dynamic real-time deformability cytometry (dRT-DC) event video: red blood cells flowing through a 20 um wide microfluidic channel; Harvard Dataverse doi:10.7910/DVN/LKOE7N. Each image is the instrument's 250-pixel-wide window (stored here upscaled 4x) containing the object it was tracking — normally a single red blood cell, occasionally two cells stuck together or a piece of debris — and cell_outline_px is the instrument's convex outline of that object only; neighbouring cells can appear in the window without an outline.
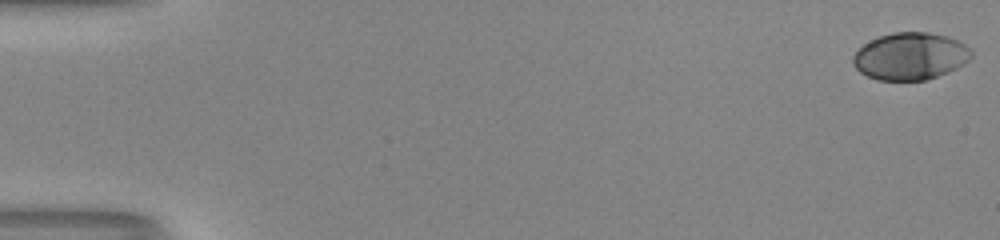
{"species": "human", "species_latin": "Homo sapiens", "temperature_condition": "room temperature", "stored_images_in_passage": 54, "camera_frame_rate_fps": 3000, "um_per_image_px": 0.085, "donor": {"sex": "male"}, "frame": {"image": 1, "passage_image": 1, "time_ms": 0.0, "image_size_px": [1000, 240], "cell_outline_px": [[972, 56], [964, 64], [948, 72], [924, 80], [876, 80], [860, 72], [852, 64], [852, 56], [864, 44], [880, 36], [892, 32], [928, 32], [948, 36], [972, 48]], "centroid_in_image_um": [77.38, 4.78], "position_along_channel_um": 7.6, "area_um2": 32.54}}
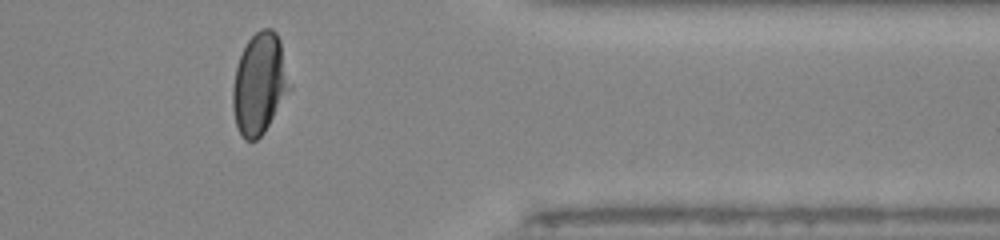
{"frame": {"image": 2, "passage_image": 45, "time_ms": 14.667, "image_size_px": [1000, 240], "cell_outline_px": [[292, 88], [264, 132], [256, 140], [244, 140], [236, 124], [232, 108], [232, 88], [236, 68], [240, 56], [248, 40], [260, 28], [272, 28], [276, 32], [280, 40]], "centroid_in_image_um": [22.07, 7.11], "position_along_channel_um": 389.3, "area_um2": 33.58}}
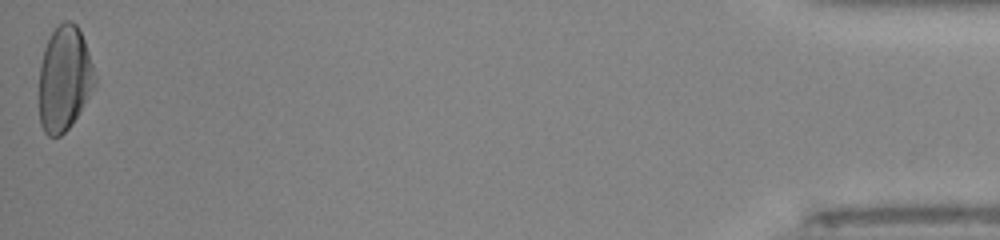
{"frame": {"image": 3, "passage_image": 54, "time_ms": 17.667, "image_size_px": [1000, 240], "cell_outline_px": [[96, 88], [72, 124], [60, 136], [48, 136], [44, 132], [40, 124], [40, 64], [44, 48], [52, 32], [64, 20], [68, 20], [76, 24], [84, 40], [96, 76]], "centroid_in_image_um": [5.49, 6.71], "position_along_channel_um": 429.7, "area_um2": 34.1}, "authors_computed_cell_mechanics": {"area_um2": 32.8304, "velocity_mm_per_s": 3.9943, "shape_relaxation_time_tau1_ms": 3.5465, "shape_relaxation_time_tau2_ms": 0.7353, "deformation_change_tau1": 0.1769, "deformation_change_tau2": 0.0334}}